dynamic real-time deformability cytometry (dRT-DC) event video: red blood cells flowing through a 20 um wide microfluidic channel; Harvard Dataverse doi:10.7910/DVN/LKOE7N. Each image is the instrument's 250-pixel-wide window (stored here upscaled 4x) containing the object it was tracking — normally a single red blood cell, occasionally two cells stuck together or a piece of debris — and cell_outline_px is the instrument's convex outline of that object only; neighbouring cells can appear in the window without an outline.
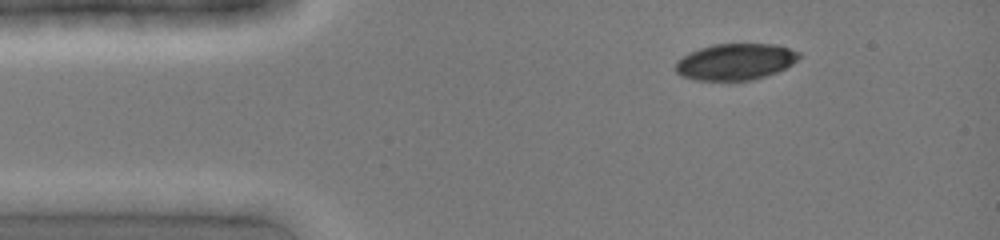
{"species": "common noctule bat (a hibernating species)", "species_latin": "Nyctalus noctula", "temperature_condition": "cold", "stored_images_in_passage": 2, "camera_frame_rate_fps": 3000, "um_per_image_px": 0.085, "animal": {"sex": "female", "body_mass_g": 19.0, "forearm_length_mm": 51.5}, "frame": {"image": 1, "passage_image": 1, "time_ms": 0.0, "image_size_px": [1000, 240], "cell_outline_px": [[800, 56], [792, 64], [776, 72], [752, 80], [696, 80], [680, 76], [676, 72], [676, 60], [688, 52], [700, 48], [716, 44], [776, 44], [800, 52]], "centroid_in_image_um": [62.48, 5.24], "position_along_channel_um": 22.5, "area_um2": 26.13}}